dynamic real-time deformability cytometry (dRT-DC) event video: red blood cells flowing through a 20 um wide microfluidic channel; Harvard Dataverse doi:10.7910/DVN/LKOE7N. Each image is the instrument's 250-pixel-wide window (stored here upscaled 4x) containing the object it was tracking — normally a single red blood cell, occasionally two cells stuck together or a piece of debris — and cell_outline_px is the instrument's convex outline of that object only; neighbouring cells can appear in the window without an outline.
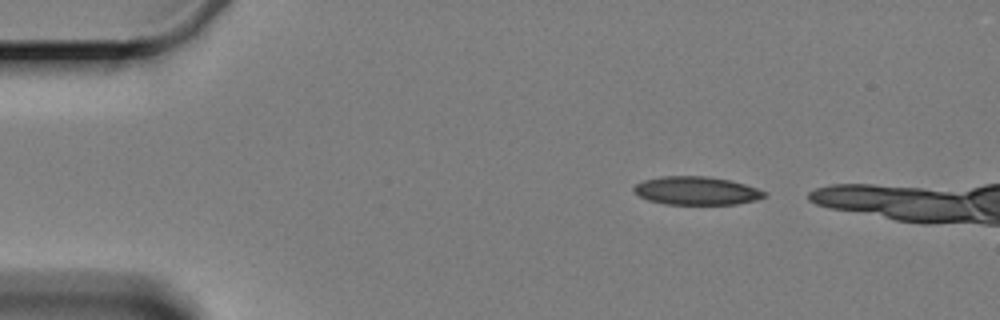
{"species": "Egyptian fruit bat (a non-hibernating species)", "species_latin": "Rousettus aegyptiacus", "temperature_condition": "cold", "stored_images_in_passage": 3, "camera_frame_rate_fps": 3000, "um_per_image_px": 0.085, "animal": {"sex": "female"}, "frame": {"image": 1, "passage_image": 3, "time_ms": 3.0, "image_size_px": [1000, 320], "cell_outline_px": [[768, 196], [756, 200], [736, 204], [664, 204], [648, 200], [632, 192], [632, 188], [636, 184], [644, 180], [660, 176], [704, 176], [728, 180], [744, 184], [768, 192]], "centroid_in_image_um": [59.19, 16.21], "position_along_channel_um": 25.8, "area_um2": 21.56}}